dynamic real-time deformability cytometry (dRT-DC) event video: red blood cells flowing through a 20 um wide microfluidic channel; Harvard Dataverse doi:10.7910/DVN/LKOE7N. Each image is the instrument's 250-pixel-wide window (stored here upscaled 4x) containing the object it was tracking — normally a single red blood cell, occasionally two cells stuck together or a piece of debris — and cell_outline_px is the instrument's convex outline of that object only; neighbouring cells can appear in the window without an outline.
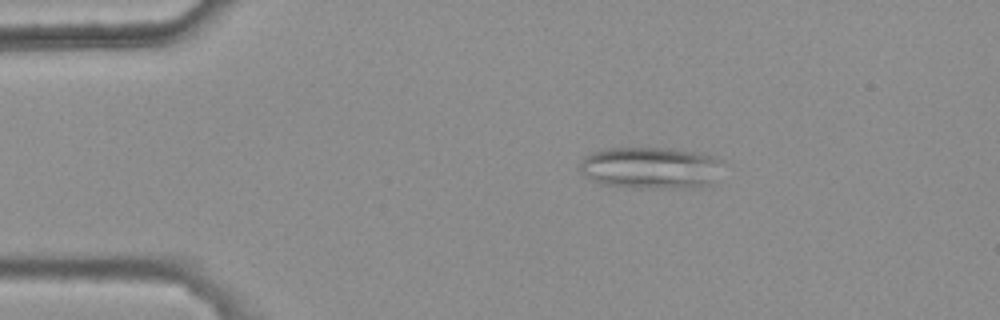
{"species": "common noctule bat (a hibernating species)", "species_latin": "Nyctalus noctula", "temperature_condition": "warm", "stored_images_in_passage": 5, "segment_of_instrument_passage": [1, 2], "camera_frame_rate_fps": 3000, "um_per_image_px": 0.085, "animal": {"sex": "female", "body_mass_g": 25.1}, "frame": {"image": 1, "passage_image": 1, "time_ms": 0.0, "image_size_px": [1000, 320], "cell_outline_px": [[720, 160], [712, 184], [700, 188], [624, 188], [600, 184], [584, 176], [580, 172], [580, 164], [584, 156], [592, 152], [608, 148], [668, 148], [704, 152]], "centroid_in_image_um": [55.25, 14.28], "position_along_channel_um": 29.7, "area_um2": 35.32}}